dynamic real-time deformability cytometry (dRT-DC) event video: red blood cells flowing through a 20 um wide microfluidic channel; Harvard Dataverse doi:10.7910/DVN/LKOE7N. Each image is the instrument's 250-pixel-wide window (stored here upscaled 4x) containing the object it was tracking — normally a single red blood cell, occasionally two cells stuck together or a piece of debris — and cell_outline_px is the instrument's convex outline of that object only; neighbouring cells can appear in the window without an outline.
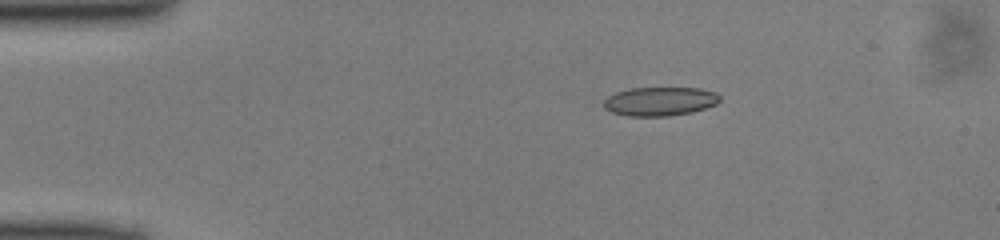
{"species": "common noctule bat (a hibernating species)", "species_latin": "Nyctalus noctula", "temperature_condition": "cold", "stored_images_in_passage": 41, "camera_frame_rate_fps": 3000, "um_per_image_px": 0.085, "animal": {"sex": "male", "body_mass_g": 13.0, "forearm_length_mm": 53.1}, "frame": {"image": 1, "passage_image": 1, "time_ms": 0.0, "image_size_px": [1000, 240], "cell_outline_px": [[720, 100], [716, 104], [692, 112], [668, 116], [628, 116], [612, 112], [604, 108], [604, 100], [608, 96], [616, 92], [632, 88], [700, 88], [716, 92], [720, 96]], "centroid_in_image_um": [56.1, 8.61], "position_along_channel_um": 28.9, "area_um2": 19.48}}
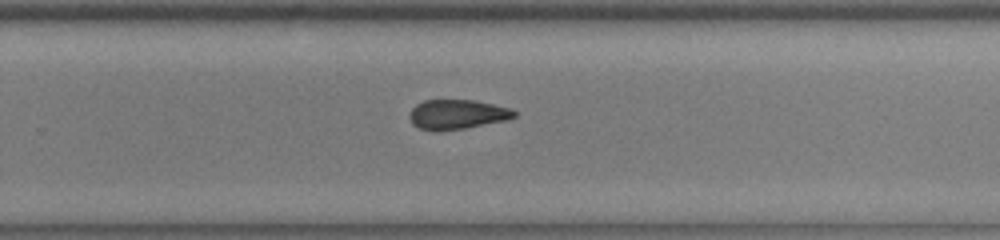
{"frame": {"image": 2, "passage_image": 24, "time_ms": 7.667, "image_size_px": [1000, 240], "cell_outline_px": [[516, 116], [508, 120], [464, 128], [436, 132], [420, 128], [412, 124], [408, 116], [412, 108], [416, 104], [424, 100], [476, 100], [512, 108], [516, 112]], "centroid_in_image_um": [38.86, 9.72], "position_along_channel_um": 290.9, "area_um2": 18.32}}
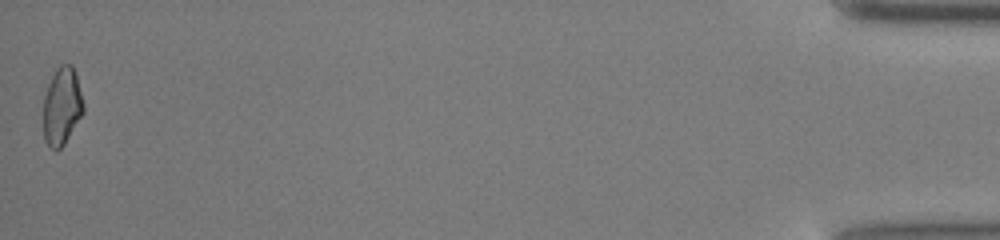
{"frame": {"image": 3, "passage_image": 41, "time_ms": 13.333, "image_size_px": [1000, 240], "cell_outline_px": [[84, 112], [64, 144], [56, 152], [44, 140], [44, 96], [48, 84], [56, 68], [60, 64], [72, 64], [76, 76], [84, 104]], "centroid_in_image_um": [5.26, 9.03], "position_along_channel_um": 429.9, "area_um2": 18.03}}